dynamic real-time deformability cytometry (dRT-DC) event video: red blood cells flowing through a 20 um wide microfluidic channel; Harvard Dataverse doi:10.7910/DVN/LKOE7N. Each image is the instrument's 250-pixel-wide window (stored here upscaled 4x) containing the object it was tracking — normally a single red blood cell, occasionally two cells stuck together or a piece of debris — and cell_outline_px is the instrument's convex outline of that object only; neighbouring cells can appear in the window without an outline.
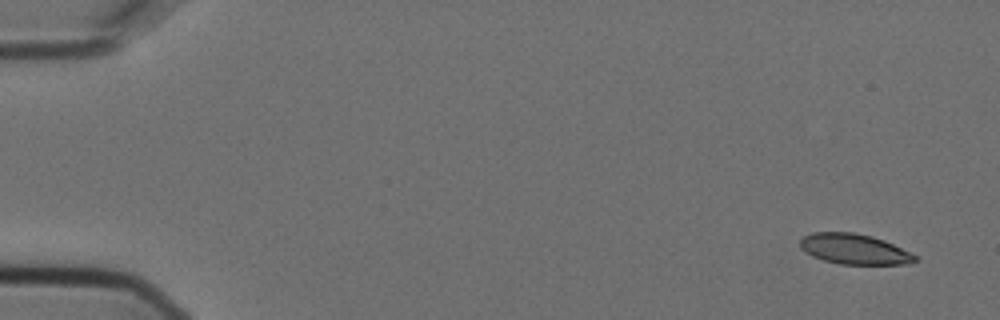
{"species": "Egyptian fruit bat (a non-hibernating species)", "species_latin": "Rousettus aegyptiacus", "temperature_condition": "cold", "stored_images_in_passage": 6, "camera_frame_rate_fps": 3000, "um_per_image_px": 0.085, "animal": {"sex": "female"}, "frame": {"image": 1, "passage_image": 1, "time_ms": 0.0, "image_size_px": [1000, 320], "cell_outline_px": [[920, 260], [904, 264], [840, 264], [824, 260], [812, 256], [800, 248], [800, 240], [804, 236], [812, 232], [852, 232], [872, 236], [884, 240], [916, 256]], "centroid_in_image_um": [72.58, 21.17], "position_along_channel_um": 12.4, "area_um2": 20.17}}
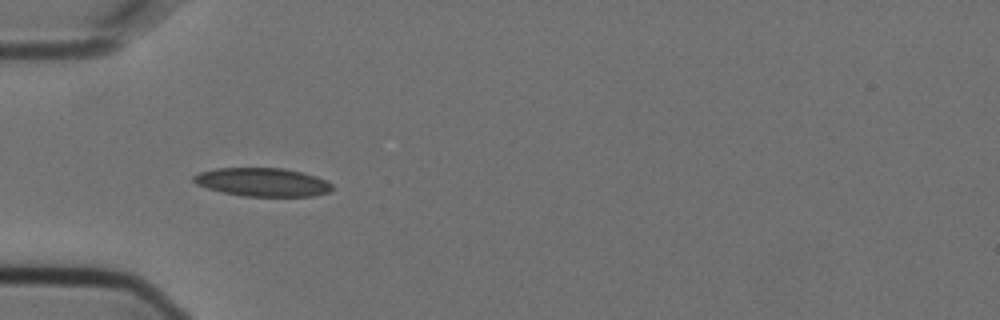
{"frame": {"image": 2, "passage_image": 5, "time_ms": 1.333, "image_size_px": [1000, 320], "cell_outline_px": [[332, 188], [328, 192], [312, 196], [244, 196], [224, 192], [208, 188], [196, 184], [192, 180], [192, 176], [200, 172], [216, 168], [284, 168], [316, 176], [332, 184]], "centroid_in_image_um": [22.29, 15.48], "position_along_channel_um": 62.7, "area_um2": 22.77}}
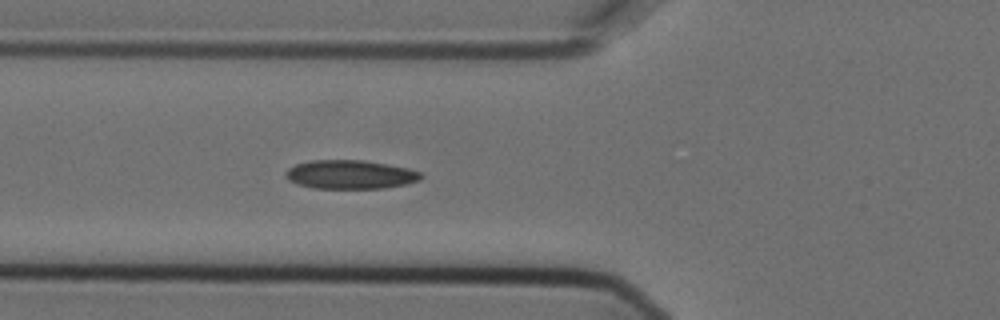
{"frame": {"image": 3, "passage_image": 6, "time_ms": 1.667, "image_size_px": [1000, 320], "cell_outline_px": [[424, 176], [420, 180], [404, 184], [384, 188], [312, 188], [296, 184], [288, 180], [284, 176], [284, 172], [288, 168], [296, 164], [312, 160], [360, 160], [388, 164], [408, 168], [420, 172]], "centroid_in_image_um": [29.74, 14.83], "position_along_channel_um": 96.1, "area_um2": 22.77}}